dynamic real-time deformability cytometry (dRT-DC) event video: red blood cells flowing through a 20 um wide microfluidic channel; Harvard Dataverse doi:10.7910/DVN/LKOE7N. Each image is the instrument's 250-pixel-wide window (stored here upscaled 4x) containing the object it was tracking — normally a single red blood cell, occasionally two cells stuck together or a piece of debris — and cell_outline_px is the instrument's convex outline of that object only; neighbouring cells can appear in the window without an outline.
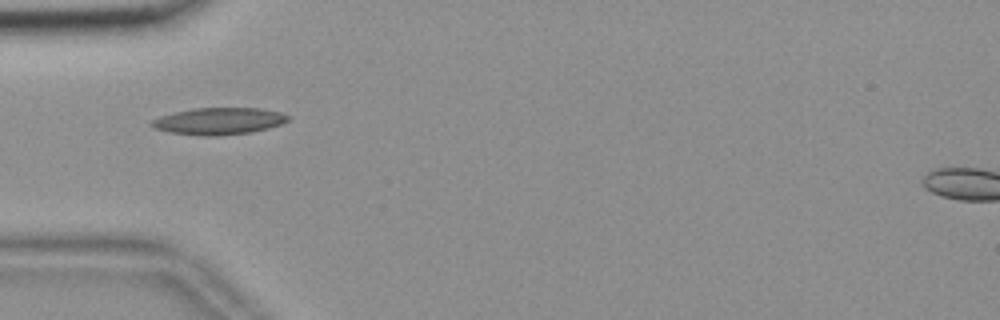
{"species": "common noctule bat (a hibernating species)", "species_latin": "Nyctalus noctula", "temperature_condition": "room temperature", "stored_images_in_passage": 39, "camera_frame_rate_fps": 3000, "um_per_image_px": 0.085, "animal": {"sex": "female", "body_mass_g": 18.4}, "frame": {"image": 1, "passage_image": 1, "time_ms": 0.0, "image_size_px": [1000, 320], "cell_outline_px": [[288, 120], [280, 124], [268, 128], [252, 132], [220, 136], [200, 136], [168, 132], [152, 128], [148, 124], [152, 120], [160, 116], [176, 112], [196, 108], [260, 108], [280, 112], [288, 116]], "centroid_in_image_um": [18.55, 10.31], "position_along_channel_um": 66.4, "area_um2": 21.44}}
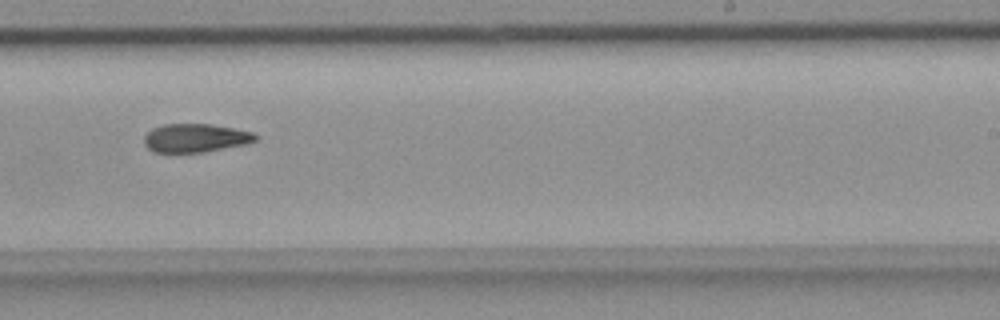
{"frame": {"image": 2, "passage_image": 18, "time_ms": 5.667, "image_size_px": [1000, 320], "cell_outline_px": [[256, 140], [244, 144], [200, 152], [152, 152], [144, 144], [144, 136], [152, 128], [164, 124], [212, 124], [252, 132], [256, 136]], "centroid_in_image_um": [16.55, 11.72], "position_along_channel_um": 272.5, "area_um2": 18.21}}
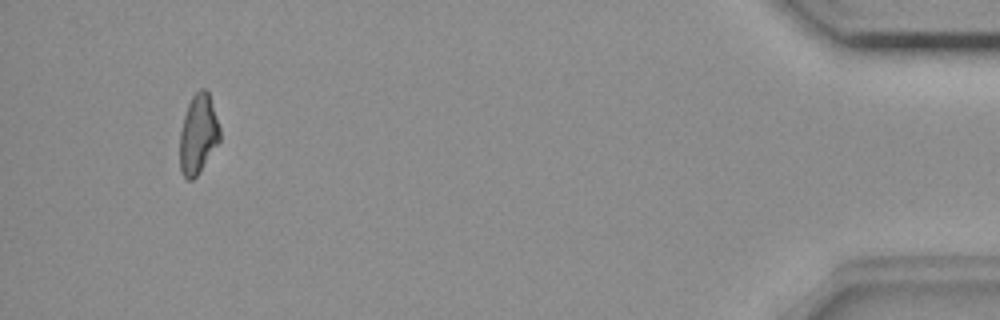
{"frame": {"image": 3, "passage_image": 36, "time_ms": 11.667, "image_size_px": [1000, 320], "cell_outline_px": [[220, 140], [200, 172], [192, 180], [188, 180], [184, 176], [180, 168], [180, 132], [184, 116], [188, 104], [192, 96], [200, 88], [204, 88], [208, 92], [220, 128]], "centroid_in_image_um": [16.84, 11.41], "position_along_channel_um": 418.4, "area_um2": 18.38}}